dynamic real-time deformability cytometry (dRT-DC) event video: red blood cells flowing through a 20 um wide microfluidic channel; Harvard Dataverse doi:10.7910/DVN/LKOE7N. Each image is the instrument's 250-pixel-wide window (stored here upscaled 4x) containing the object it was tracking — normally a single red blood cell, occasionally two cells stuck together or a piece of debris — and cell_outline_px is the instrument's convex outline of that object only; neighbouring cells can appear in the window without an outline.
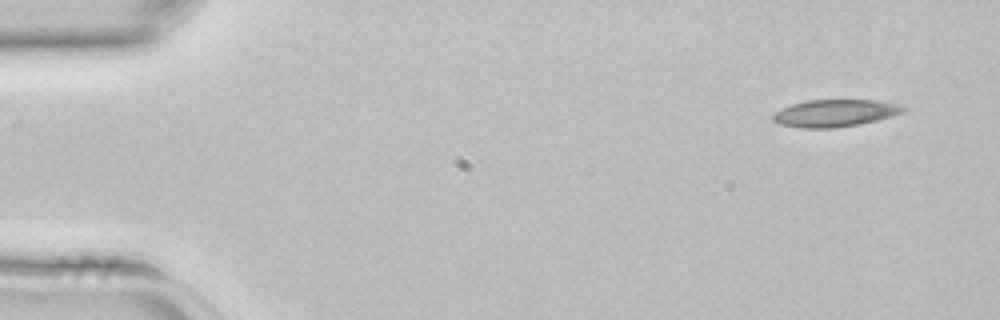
{"species": "common noctule bat (a hibernating species)", "species_latin": "Nyctalus noctula", "temperature_condition": "room temperature", "stored_images_in_passage": 3, "camera_frame_rate_fps": 3000, "um_per_image_px": 0.085, "animal": {"sex": "female", "body_mass_g": 22.7, "forearm_length_mm": 54.2}, "frame": {"image": 1, "passage_image": 1, "time_ms": 0.0, "image_size_px": [1000, 320], "cell_outline_px": [[908, 108], [904, 112], [892, 116], [860, 124], [836, 128], [800, 128], [780, 124], [772, 120], [772, 116], [780, 108], [792, 104], [808, 100], [876, 100], [900, 104]], "centroid_in_image_um": [70.99, 9.61], "position_along_channel_um": 14.0, "area_um2": 20.81}}